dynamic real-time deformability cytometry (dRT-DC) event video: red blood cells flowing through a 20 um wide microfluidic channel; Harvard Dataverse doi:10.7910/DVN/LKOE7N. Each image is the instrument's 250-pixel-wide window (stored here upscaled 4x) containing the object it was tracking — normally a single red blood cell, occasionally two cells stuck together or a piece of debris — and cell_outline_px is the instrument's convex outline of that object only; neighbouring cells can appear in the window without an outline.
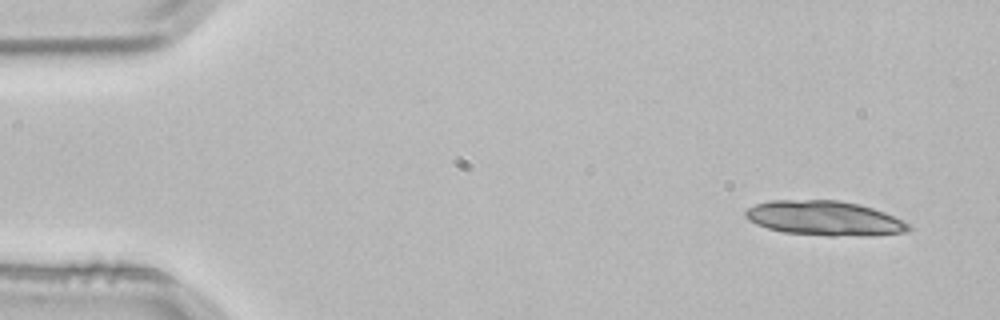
{"species": "common noctule bat (a hibernating species)", "species_latin": "Nyctalus noctula", "temperature_condition": "room temperature", "stored_images_in_passage": 3, "camera_frame_rate_fps": 3000, "um_per_image_px": 0.085, "animal": {"sex": "male", "body_mass_g": 21.5, "forearm_length_mm": 52.0}, "frame": {"image": 1, "passage_image": 1, "time_ms": 0.0, "image_size_px": [1000, 320], "cell_outline_px": [[912, 228], [908, 232], [864, 236], [832, 236], [784, 232], [768, 228], [756, 224], [748, 220], [744, 216], [744, 212], [748, 208], [756, 204], [768, 200], [840, 200], [860, 204], [884, 212], [908, 224]], "centroid_in_image_um": [70.06, 18.55], "position_along_channel_um": 14.9, "area_um2": 32.95}}